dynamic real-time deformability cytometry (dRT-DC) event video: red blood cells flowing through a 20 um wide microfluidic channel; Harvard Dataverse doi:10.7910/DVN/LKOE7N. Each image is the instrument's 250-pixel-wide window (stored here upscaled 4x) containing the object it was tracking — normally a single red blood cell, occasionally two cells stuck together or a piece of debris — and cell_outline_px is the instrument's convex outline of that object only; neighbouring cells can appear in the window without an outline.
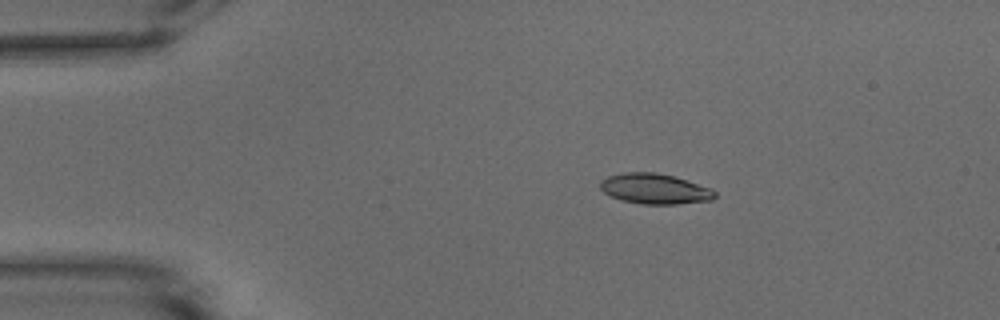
{"species": "common noctule bat (a hibernating species)", "species_latin": "Nyctalus noctula", "temperature_condition": "warm", "stored_images_in_passage": 53, "camera_frame_rate_fps": 3000, "um_per_image_px": 0.085, "animal": {"sex": "male", "body_mass_g": 15.6}, "frame": {"image": 1, "passage_image": 9, "time_ms": 2.667, "image_size_px": [1000, 320], "cell_outline_px": [[716, 196], [712, 200], [676, 204], [644, 204], [620, 200], [604, 192], [600, 188], [600, 180], [608, 176], [624, 172], [656, 172], [672, 176], [712, 188], [716, 192]], "centroid_in_image_um": [55.65, 16.05], "position_along_channel_um": 29.3, "area_um2": 20.23}}
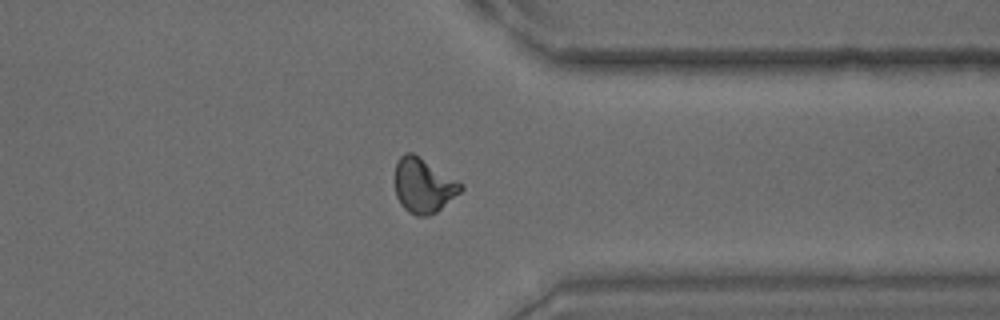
{"frame": {"image": 2, "passage_image": 41, "time_ms": 13.333, "image_size_px": [1000, 320], "cell_outline_px": [[464, 188], [460, 192], [436, 212], [428, 216], [416, 216], [408, 212], [400, 204], [396, 196], [396, 160], [404, 152], [412, 152], [464, 184]], "centroid_in_image_um": [35.99, 15.77], "position_along_channel_um": 375.4, "area_um2": 20.87}}
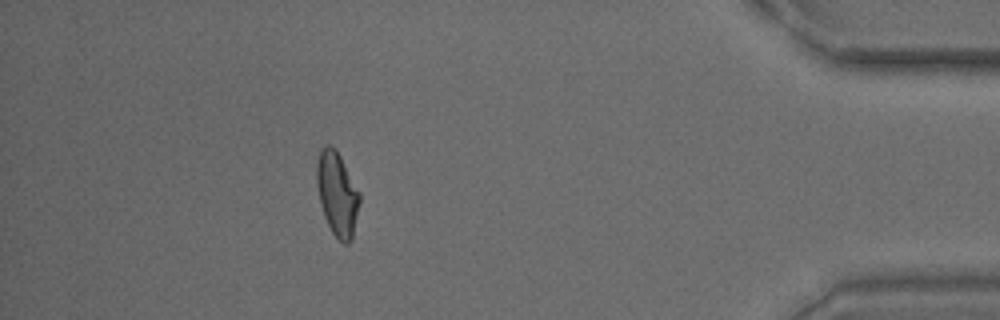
{"frame": {"image": 3, "passage_image": 47, "time_ms": 15.333, "image_size_px": [1000, 320], "cell_outline_px": [[360, 204], [352, 240], [348, 244], [344, 244], [332, 232], [324, 216], [320, 204], [316, 184], [316, 164], [320, 148], [324, 144], [328, 144], [340, 156], [360, 192]], "centroid_in_image_um": [28.66, 16.49], "position_along_channel_um": 406.5, "area_um2": 21.1}, "authors_computed_cell_mechanics": {"area_um2": 20.2878, "velocity_mm_per_s": 3.8011, "shape_relaxation_time_tau1_ms": 3.8363, "shape_relaxation_time_tau2_ms": 2.0701, "deformation_change_tau1": 0.1829, "deformation_change_tau2": 0.084}}